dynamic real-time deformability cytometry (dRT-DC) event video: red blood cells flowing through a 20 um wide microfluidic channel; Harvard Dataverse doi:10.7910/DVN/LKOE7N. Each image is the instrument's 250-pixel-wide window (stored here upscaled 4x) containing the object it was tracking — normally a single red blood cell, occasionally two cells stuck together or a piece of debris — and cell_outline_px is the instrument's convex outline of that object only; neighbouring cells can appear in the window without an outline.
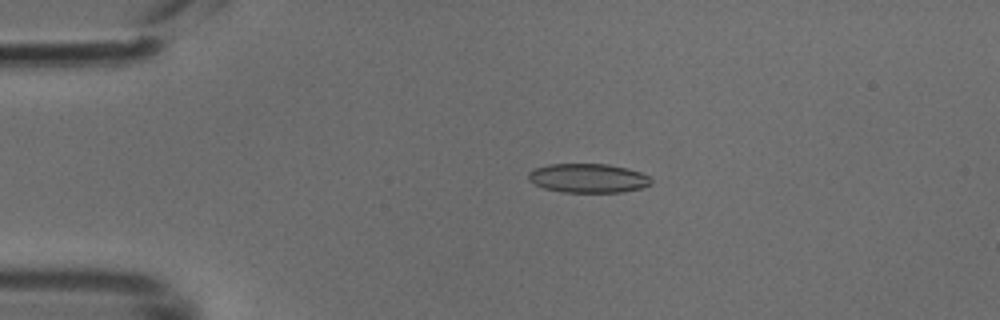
{"species": "common noctule bat (a hibernating species)", "species_latin": "Nyctalus noctula", "temperature_condition": "cold", "stored_images_in_passage": 49, "camera_frame_rate_fps": 3000, "um_per_image_px": 0.085, "animal": {"sex": "male", "body_mass_g": 18.8}, "frame": {"image": 1, "passage_image": 10, "time_ms": 3.0, "image_size_px": [1000, 320], "cell_outline_px": [[652, 184], [640, 188], [620, 192], [564, 192], [544, 188], [528, 180], [528, 172], [536, 168], [548, 164], [608, 164], [628, 168], [640, 172], [648, 176], [652, 180]], "centroid_in_image_um": [49.99, 15.14], "position_along_channel_um": 35.0, "area_um2": 20.75}}
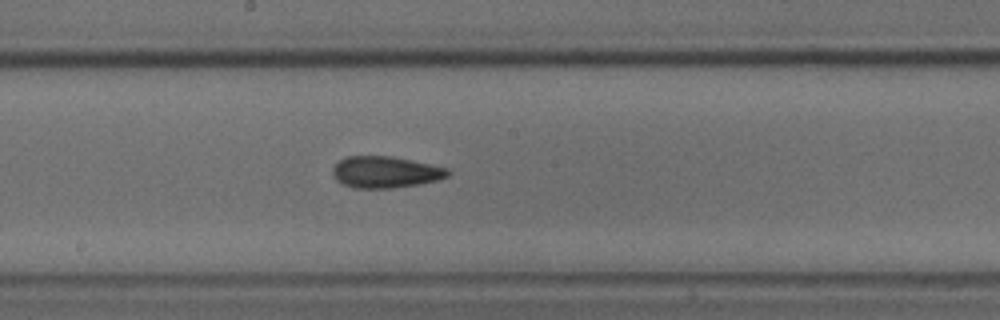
{"frame": {"image": 2, "passage_image": 26, "time_ms": 8.333, "image_size_px": [1000, 320], "cell_outline_px": [[448, 176], [436, 180], [416, 184], [392, 188], [352, 188], [336, 180], [332, 176], [332, 168], [340, 160], [348, 156], [392, 156], [448, 168]], "centroid_in_image_um": [32.7, 14.62], "position_along_channel_um": 215.5, "area_um2": 20.98}}
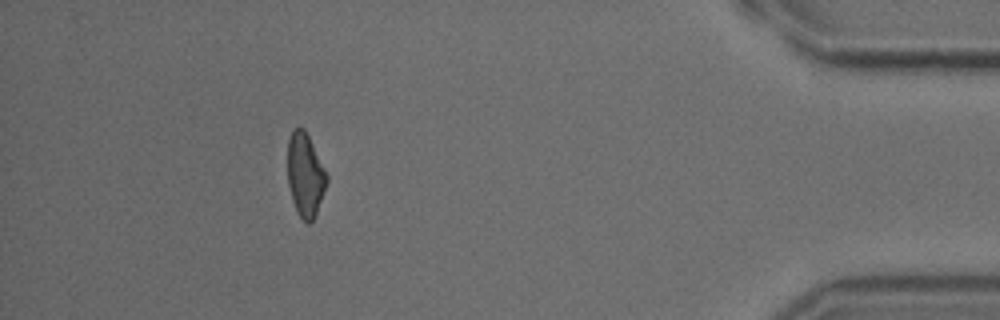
{"frame": {"image": 3, "passage_image": 44, "time_ms": 14.333, "image_size_px": [1000, 320], "cell_outline_px": [[328, 180], [316, 212], [312, 220], [308, 224], [296, 212], [292, 200], [288, 184], [288, 140], [292, 128], [304, 128], [328, 176]], "centroid_in_image_um": [25.92, 14.86], "position_along_channel_um": 409.3, "area_um2": 18.73}}